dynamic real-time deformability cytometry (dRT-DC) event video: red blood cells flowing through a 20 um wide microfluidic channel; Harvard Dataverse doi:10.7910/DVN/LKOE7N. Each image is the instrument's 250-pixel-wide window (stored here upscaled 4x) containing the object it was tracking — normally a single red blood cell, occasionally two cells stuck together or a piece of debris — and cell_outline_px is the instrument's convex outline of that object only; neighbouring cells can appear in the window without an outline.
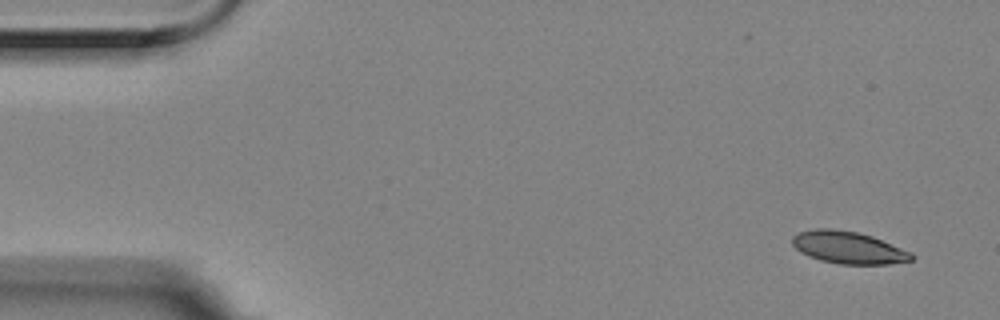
{"species": "Egyptian fruit bat (a non-hibernating species)", "species_latin": "Rousettus aegyptiacus", "temperature_condition": "room temperature", "stored_images_in_passage": 4, "camera_frame_rate_fps": 3000, "um_per_image_px": 0.085, "animal": {"sex": "female"}, "frame": {"image": 1, "passage_image": 1, "time_ms": 0.0, "image_size_px": [1000, 320], "cell_outline_px": [[916, 256], [912, 260], [888, 264], [840, 264], [820, 260], [808, 256], [800, 252], [792, 244], [792, 236], [800, 232], [816, 228], [832, 228], [856, 232], [872, 236], [912, 252]], "centroid_in_image_um": [72.11, 21.04], "position_along_channel_um": 12.9, "area_um2": 22.43}}
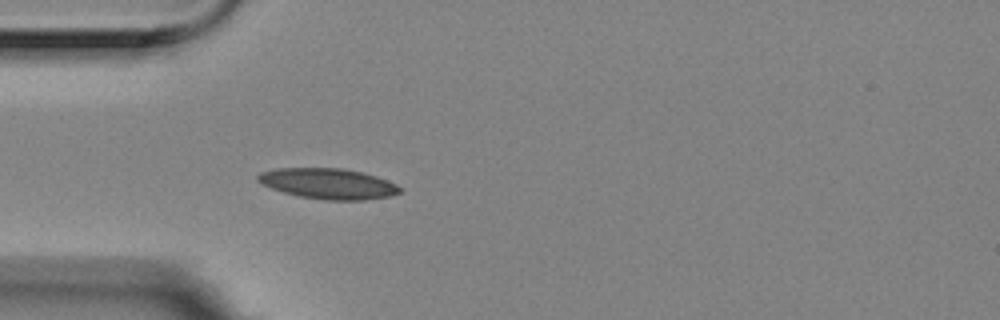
{"frame": {"image": 2, "passage_image": 4, "time_ms": 1.0, "image_size_px": [1000, 320], "cell_outline_px": [[404, 188], [400, 192], [388, 196], [364, 200], [324, 200], [300, 196], [284, 192], [260, 184], [256, 180], [256, 176], [260, 172], [276, 168], [340, 168], [360, 172], [376, 176], [388, 180]], "centroid_in_image_um": [27.88, 15.61], "position_along_channel_um": 57.1, "area_um2": 25.32}}